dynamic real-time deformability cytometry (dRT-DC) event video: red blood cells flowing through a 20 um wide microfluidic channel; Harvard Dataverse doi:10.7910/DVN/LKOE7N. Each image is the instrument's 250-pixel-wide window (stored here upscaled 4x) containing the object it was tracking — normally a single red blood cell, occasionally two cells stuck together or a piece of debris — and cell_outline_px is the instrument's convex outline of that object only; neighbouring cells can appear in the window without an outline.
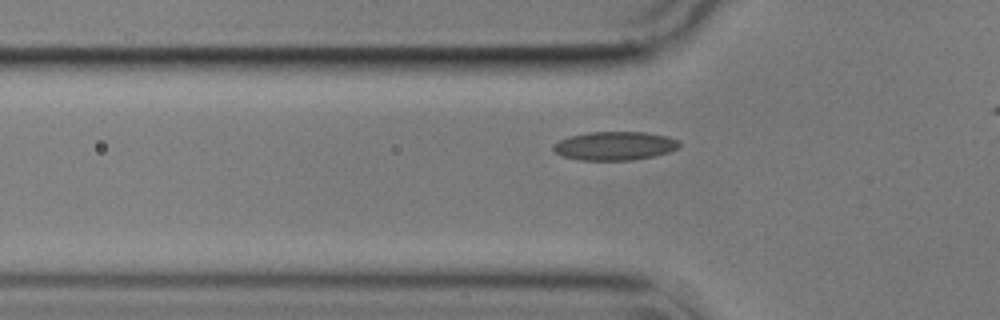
{"species": "common noctule bat (a hibernating species)", "species_latin": "Nyctalus noctula", "temperature_condition": "cold", "stored_images_in_passage": 41, "camera_frame_rate_fps": 3000, "um_per_image_px": 0.085, "animal": {"sex": "male", "body_mass_g": 17.9}, "frame": {"image": 1, "passage_image": 10, "time_ms": 3.0, "image_size_px": [1000, 320], "cell_outline_px": [[680, 144], [676, 148], [668, 152], [652, 156], [632, 160], [580, 160], [560, 156], [552, 148], [552, 144], [560, 140], [572, 136], [588, 132], [644, 132], [668, 136], [680, 140]], "centroid_in_image_um": [52.24, 12.4], "position_along_channel_um": 73.6, "area_um2": 20.98}}
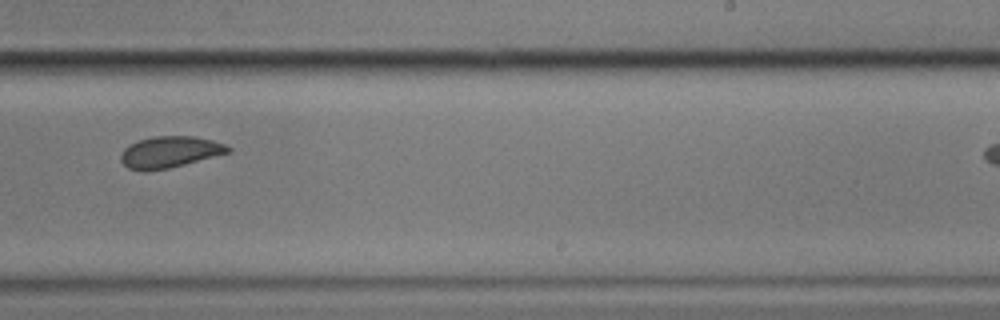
{"frame": {"image": 2, "passage_image": 27, "time_ms": 8.667, "image_size_px": [1000, 320], "cell_outline_px": [[232, 152], [168, 168], [144, 172], [128, 168], [120, 160], [120, 156], [124, 148], [128, 144], [140, 140], [156, 136], [192, 136], [212, 140], [224, 144], [232, 148]], "centroid_in_image_um": [14.42, 12.93], "position_along_channel_um": 274.6, "area_um2": 19.65}}
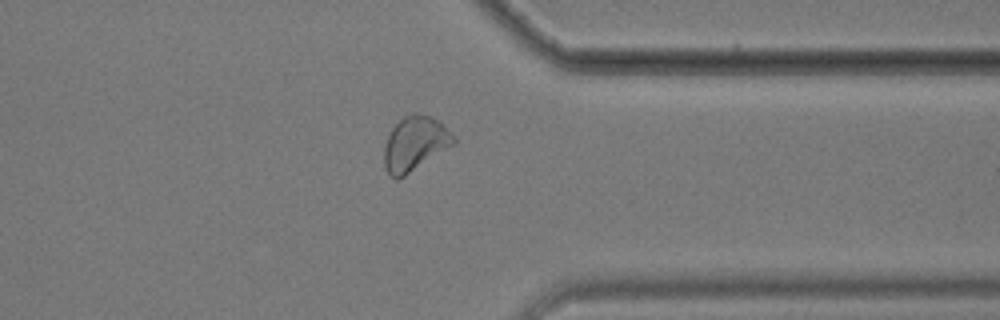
{"frame": {"image": 3, "passage_image": 36, "time_ms": 11.667, "image_size_px": [1000, 320], "cell_outline_px": [[456, 144], [404, 176], [396, 180], [384, 168], [384, 148], [388, 136], [392, 128], [404, 116], [416, 112], [432, 116], [456, 140]], "centroid_in_image_um": [35.25, 12.22], "position_along_channel_um": 376.2, "area_um2": 21.73}, "authors_computed_cell_mechanics": {"area_um2": 20.2878, "velocity_mm_per_s": 3.5394, "shape_relaxation_time_tau1_ms": null, "shape_relaxation_time_tau2_ms": 2.6155, "deformation_change_tau1": null, "deformation_change_tau2": 0.0795}}